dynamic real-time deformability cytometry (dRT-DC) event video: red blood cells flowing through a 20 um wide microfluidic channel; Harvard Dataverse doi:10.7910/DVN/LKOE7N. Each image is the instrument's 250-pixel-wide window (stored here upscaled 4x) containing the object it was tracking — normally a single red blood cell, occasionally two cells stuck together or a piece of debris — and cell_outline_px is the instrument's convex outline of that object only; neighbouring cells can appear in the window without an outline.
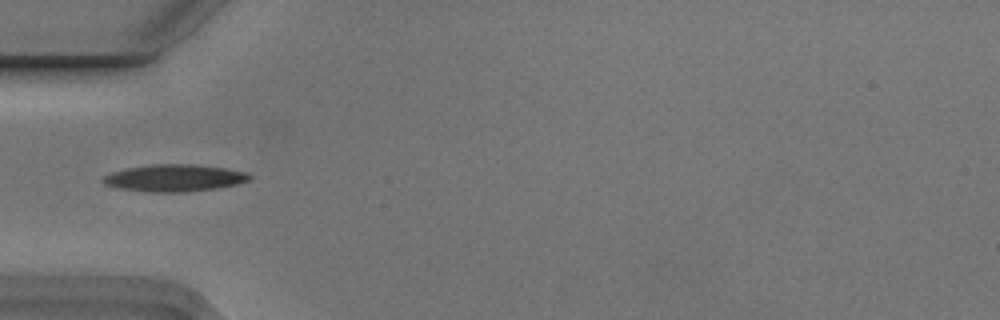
{"species": "Egyptian fruit bat (a non-hibernating species)", "species_latin": "Rousettus aegyptiacus", "temperature_condition": "cold", "stored_images_in_passage": 5, "camera_frame_rate_fps": 3000, "um_per_image_px": 0.085, "animal": {"sex": "male"}, "frame": {"image": 1, "passage_image": 5, "time_ms": 1.333, "image_size_px": [1000, 320], "cell_outline_px": [[252, 180], [220, 188], [184, 192], [148, 192], [116, 188], [104, 184], [100, 180], [104, 176], [112, 172], [128, 168], [152, 164], [192, 164], [228, 168], [248, 172], [252, 176]], "centroid_in_image_um": [14.86, 15.13], "position_along_channel_um": 70.1, "area_um2": 23.41}}